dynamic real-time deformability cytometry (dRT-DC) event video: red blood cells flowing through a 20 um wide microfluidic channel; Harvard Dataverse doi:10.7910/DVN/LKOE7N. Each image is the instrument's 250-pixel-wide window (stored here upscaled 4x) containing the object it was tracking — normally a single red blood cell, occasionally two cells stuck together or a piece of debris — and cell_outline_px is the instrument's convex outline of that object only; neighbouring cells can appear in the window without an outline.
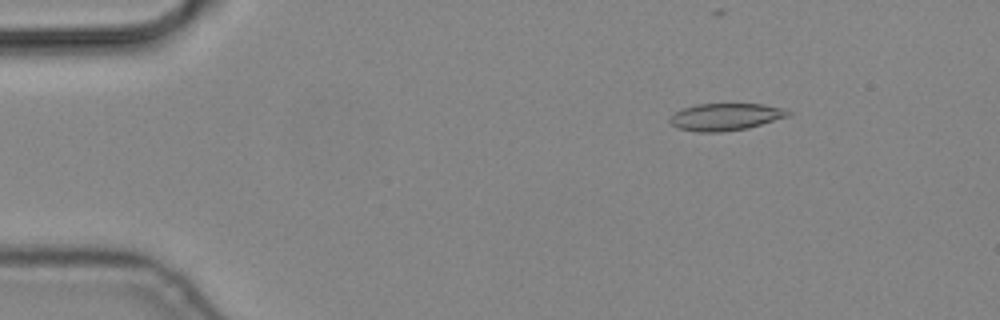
{"species": "common noctule bat (a hibernating species)", "species_latin": "Nyctalus noctula", "temperature_condition": "cold", "stored_images_in_passage": 5, "camera_frame_rate_fps": 3000, "um_per_image_px": 0.085, "animal": {"sex": "male", "body_mass_g": 19.2, "forearm_length_mm": 51.8}, "frame": {"image": 1, "passage_image": 3, "time_ms": 0.667, "image_size_px": [1000, 320], "cell_outline_px": [[792, 112], [788, 116], [748, 128], [720, 132], [700, 132], [676, 128], [668, 120], [676, 112], [684, 108], [696, 104], [764, 104], [784, 108]], "centroid_in_image_um": [61.68, 9.93], "position_along_channel_um": 23.3, "area_um2": 18.61}}
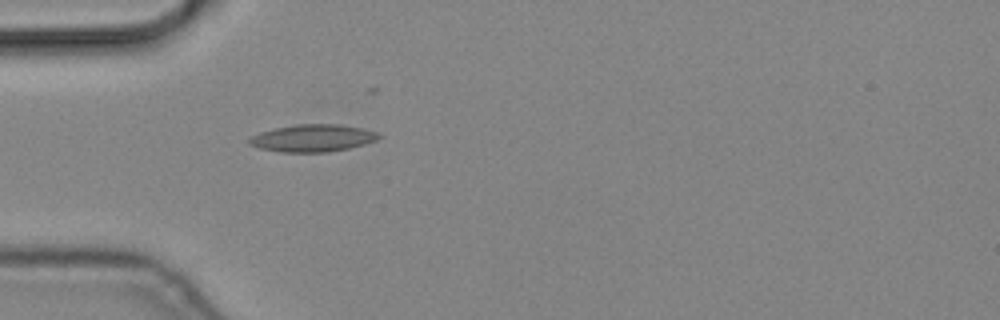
{"frame": {"image": 2, "passage_image": 5, "time_ms": 1.333, "image_size_px": [1000, 320], "cell_outline_px": [[380, 136], [376, 140], [364, 144], [348, 148], [328, 152], [280, 152], [260, 148], [248, 144], [248, 140], [252, 136], [260, 132], [276, 128], [296, 124], [340, 124], [360, 128], [376, 132]], "centroid_in_image_um": [26.55, 11.74], "position_along_channel_um": 58.5, "area_um2": 20.4}}